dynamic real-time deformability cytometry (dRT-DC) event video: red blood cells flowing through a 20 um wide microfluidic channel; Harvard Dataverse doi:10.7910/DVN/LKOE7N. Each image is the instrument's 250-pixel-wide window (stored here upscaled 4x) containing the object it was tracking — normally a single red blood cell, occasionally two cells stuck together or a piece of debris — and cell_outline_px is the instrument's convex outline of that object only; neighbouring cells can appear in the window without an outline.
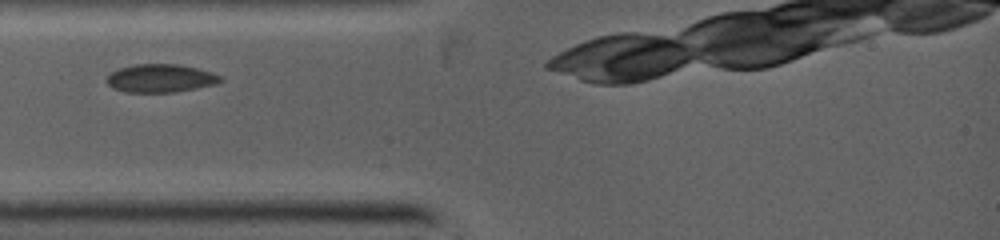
{"species": "common noctule bat (a hibernating species)", "species_latin": "Nyctalus noctula", "temperature_condition": "warm", "stored_images_in_passage": 10, "camera_frame_rate_fps": 5000, "um_per_image_px": 0.085, "animal": {"sex": "female", "body_mass_g": 19.0, "forearm_length_mm": 53.3}, "frame": {"image": 1, "passage_image": 1, "time_ms": 0.0, "image_size_px": [1000, 240], "cell_outline_px": [[224, 80], [216, 84], [176, 92], [124, 92], [112, 88], [104, 80], [112, 72], [120, 68], [136, 64], [176, 64], [196, 68], [212, 72], [220, 76]], "centroid_in_image_um": [13.63, 6.66], "position_along_channel_um": 71.4, "area_um2": 18.67}}